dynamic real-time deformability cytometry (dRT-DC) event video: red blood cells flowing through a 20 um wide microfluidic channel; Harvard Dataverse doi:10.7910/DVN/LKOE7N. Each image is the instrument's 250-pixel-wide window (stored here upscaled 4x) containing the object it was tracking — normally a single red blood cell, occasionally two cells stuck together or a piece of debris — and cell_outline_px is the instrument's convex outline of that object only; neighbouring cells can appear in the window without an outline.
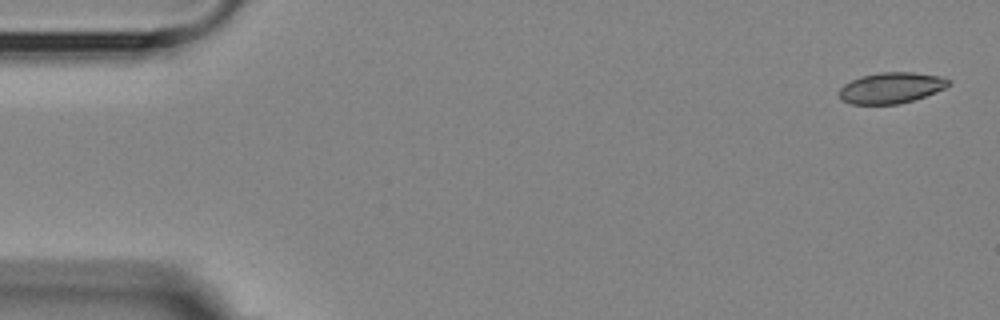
{"species": "Egyptian fruit bat (a non-hibernating species)", "species_latin": "Rousettus aegyptiacus", "temperature_condition": "room temperature", "stored_images_in_passage": 4, "camera_frame_rate_fps": 3000, "um_per_image_px": 0.085, "animal": {"sex": "female"}, "frame": {"image": 1, "passage_image": 1, "time_ms": 0.0, "image_size_px": [1000, 320], "cell_outline_px": [[948, 84], [944, 88], [924, 96], [900, 104], [852, 104], [844, 100], [836, 92], [844, 84], [860, 76], [880, 72], [912, 72], [940, 76], [948, 80]], "centroid_in_image_um": [75.69, 7.46], "position_along_channel_um": 9.3, "area_um2": 19.48}}